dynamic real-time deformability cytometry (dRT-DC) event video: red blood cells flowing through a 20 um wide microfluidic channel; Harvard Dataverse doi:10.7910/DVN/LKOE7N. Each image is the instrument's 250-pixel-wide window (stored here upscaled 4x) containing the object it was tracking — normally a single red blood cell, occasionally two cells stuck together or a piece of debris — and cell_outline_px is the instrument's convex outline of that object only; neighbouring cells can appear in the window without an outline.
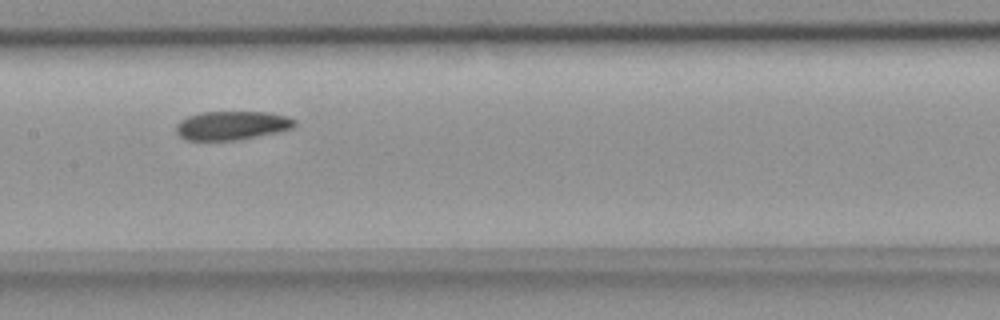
{"species": "common noctule bat (a hibernating species)", "species_latin": "Nyctalus noctula", "temperature_condition": "room temperature", "stored_images_in_passage": 8, "camera_frame_rate_fps": 3000, "um_per_image_px": 0.085, "animal": {"sex": "female", "body_mass_g": 18.4}, "frame": {"image": 1, "passage_image": 8, "time_ms": 2.333, "image_size_px": [1000, 320], "cell_outline_px": [[296, 124], [292, 128], [276, 132], [236, 140], [188, 140], [180, 136], [176, 132], [176, 124], [180, 120], [188, 116], [200, 112], [264, 112], [288, 116], [296, 120]], "centroid_in_image_um": [19.69, 10.65], "position_along_channel_um": 187.7, "area_um2": 19.77}}